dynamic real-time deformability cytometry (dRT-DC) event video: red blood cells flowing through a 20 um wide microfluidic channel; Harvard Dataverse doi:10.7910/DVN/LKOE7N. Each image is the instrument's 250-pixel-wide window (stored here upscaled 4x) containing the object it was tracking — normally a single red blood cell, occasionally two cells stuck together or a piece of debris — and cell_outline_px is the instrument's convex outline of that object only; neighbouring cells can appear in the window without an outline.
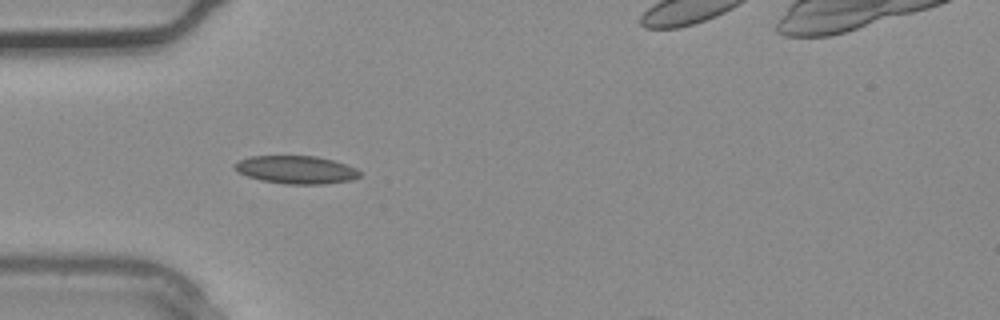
{"species": "common noctule bat (a hibernating species)", "species_latin": "Nyctalus noctula", "temperature_condition": "warm", "stored_images_in_passage": 4, "camera_frame_rate_fps": 3000, "um_per_image_px": 0.085, "animal": {"sex": "male", "body_mass_g": 20.4}, "frame": {"image": 1, "passage_image": 4, "time_ms": 1.0, "image_size_px": [1000, 320], "cell_outline_px": [[364, 172], [360, 176], [352, 180], [324, 184], [288, 184], [260, 180], [248, 176], [240, 172], [236, 168], [236, 164], [240, 160], [248, 156], [316, 156], [332, 160], [356, 168]], "centroid_in_image_um": [25.24, 14.43], "position_along_channel_um": 59.8, "area_um2": 20.23}}